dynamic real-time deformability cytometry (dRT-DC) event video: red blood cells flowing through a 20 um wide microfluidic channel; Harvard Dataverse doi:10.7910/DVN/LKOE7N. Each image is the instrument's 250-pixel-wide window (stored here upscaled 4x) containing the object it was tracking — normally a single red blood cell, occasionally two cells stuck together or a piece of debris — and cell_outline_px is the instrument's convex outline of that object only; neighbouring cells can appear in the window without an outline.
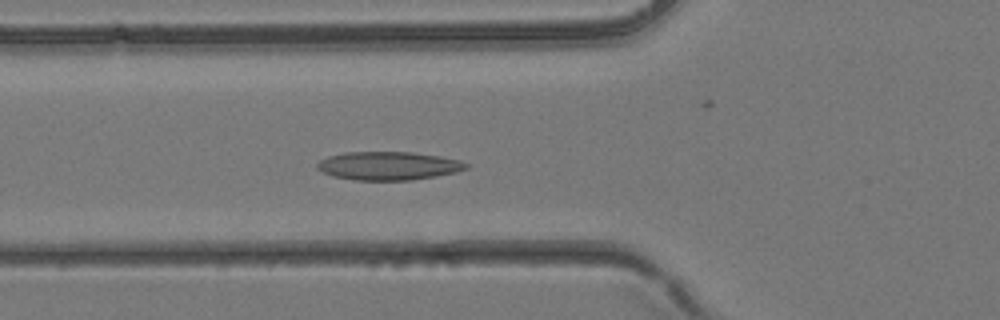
{"species": "common noctule bat (a hibernating species)", "species_latin": "Nyctalus noctula", "temperature_condition": "room temperature", "stored_images_in_passage": 41, "camera_frame_rate_fps": 3000, "um_per_image_px": 0.085, "animal": {"sex": "female", "body_mass_g": 24.6, "forearm_length_mm": 56.2}, "frame": {"image": 1, "passage_image": 15, "time_ms": 4.667, "image_size_px": [1000, 320], "cell_outline_px": [[468, 168], [456, 172], [436, 176], [412, 180], [356, 180], [332, 176], [316, 168], [316, 164], [320, 160], [328, 156], [344, 152], [412, 152], [440, 156], [460, 160], [468, 164]], "centroid_in_image_um": [33.01, 14.09], "position_along_channel_um": 92.8, "area_um2": 24.68}}
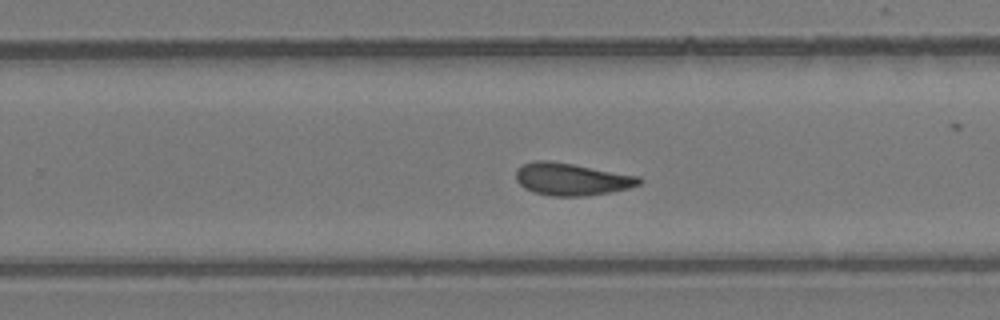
{"frame": {"image": 2, "passage_image": 26, "time_ms": 8.333, "image_size_px": [1000, 320], "cell_outline_px": [[644, 180], [640, 184], [628, 188], [608, 192], [584, 196], [552, 196], [532, 192], [524, 188], [516, 180], [516, 168], [524, 164], [536, 160], [548, 160], [572, 164], [640, 176]], "centroid_in_image_um": [48.57, 15.23], "position_along_channel_um": 281.2, "area_um2": 23.18}}
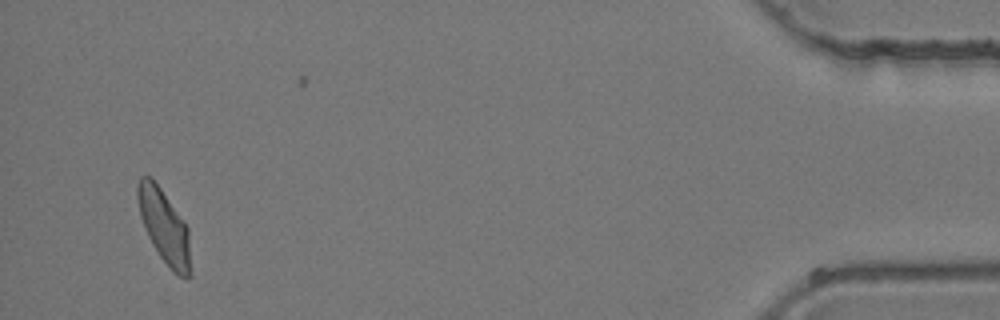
{"frame": {"image": 3, "passage_image": 39, "time_ms": 12.667, "image_size_px": [1000, 320], "cell_outline_px": [[192, 276], [188, 280], [172, 272], [160, 256], [152, 244], [148, 236], [140, 216], [136, 196], [136, 188], [140, 176], [152, 176], [188, 228], [192, 272]], "centroid_in_image_um": [13.97, 19.3], "position_along_channel_um": 421.2, "area_um2": 22.95}}